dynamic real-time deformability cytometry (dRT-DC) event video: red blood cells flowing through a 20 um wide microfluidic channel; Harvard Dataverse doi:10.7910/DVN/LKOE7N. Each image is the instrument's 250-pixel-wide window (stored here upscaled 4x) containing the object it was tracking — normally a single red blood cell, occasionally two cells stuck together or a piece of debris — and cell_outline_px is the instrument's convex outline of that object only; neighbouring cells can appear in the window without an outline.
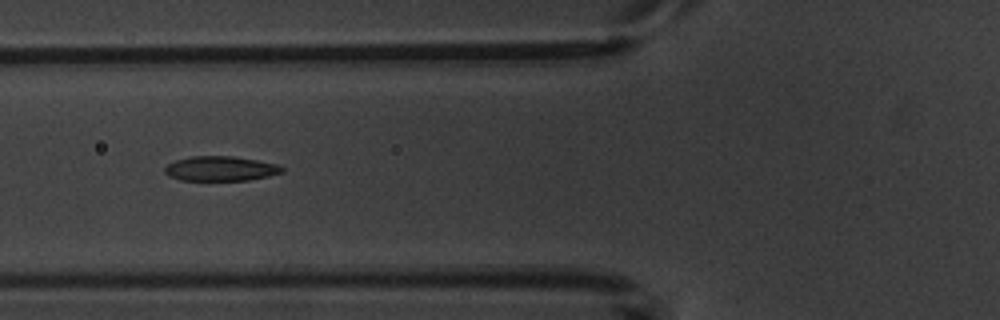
{"species": "common noctule bat (a hibernating species)", "species_latin": "Nyctalus noctula", "temperature_condition": "warm", "stored_images_in_passage": 10, "camera_frame_rate_fps": 3000, "um_per_image_px": 0.085, "animal": {"sex": "male", "body_mass_g": 20.1, "forearm_length_mm": 53.5}, "frame": {"image": 1, "passage_image": 5, "time_ms": 5.667, "image_size_px": [1000, 320], "cell_outline_px": [[284, 172], [268, 176], [248, 180], [180, 180], [168, 176], [164, 172], [164, 168], [168, 164], [176, 160], [192, 156], [232, 156], [256, 160], [276, 164], [284, 168]], "centroid_in_image_um": [18.73, 14.33], "position_along_channel_um": 107.1, "area_um2": 16.82}}
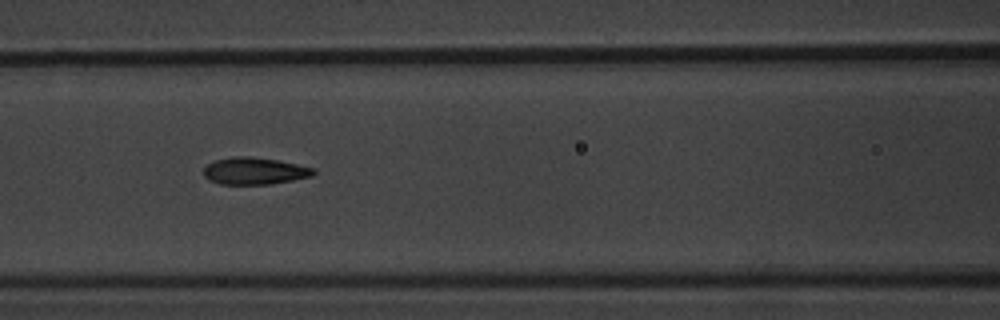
{"frame": {"image": 2, "passage_image": 6, "time_ms": 6.667, "image_size_px": [1000, 320], "cell_outline_px": [[316, 172], [312, 176], [272, 184], [220, 184], [204, 176], [204, 168], [208, 164], [216, 160], [232, 156], [252, 156], [276, 160], [316, 168]], "centroid_in_image_um": [21.66, 14.52], "position_along_channel_um": 144.9, "area_um2": 17.22}}
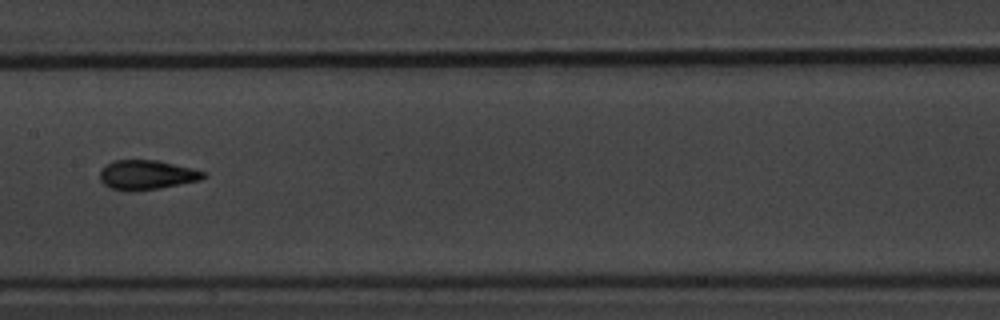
{"frame": {"image": 3, "passage_image": 7, "time_ms": 8.0, "image_size_px": [1000, 320], "cell_outline_px": [[208, 176], [200, 180], [160, 188], [132, 192], [108, 188], [100, 180], [100, 168], [112, 160], [156, 160], [192, 168], [208, 172]], "centroid_in_image_um": [12.46, 14.87], "position_along_channel_um": 194.9, "area_um2": 18.09}}